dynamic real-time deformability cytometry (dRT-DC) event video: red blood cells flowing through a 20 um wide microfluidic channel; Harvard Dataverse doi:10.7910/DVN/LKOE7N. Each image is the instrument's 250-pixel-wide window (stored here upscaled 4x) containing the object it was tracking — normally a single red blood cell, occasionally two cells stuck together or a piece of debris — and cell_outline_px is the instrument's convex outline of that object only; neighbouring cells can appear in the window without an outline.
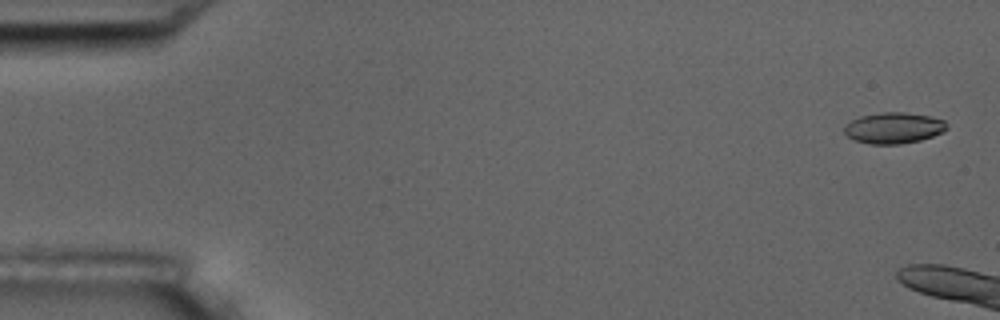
{"species": "common noctule bat (a hibernating species)", "species_latin": "Nyctalus noctula", "temperature_condition": "room temperature", "stored_images_in_passage": 6, "segment_of_instrument_passage": [2, 2], "camera_frame_rate_fps": 3000, "um_per_image_px": 0.085, "animal": {"sex": "male", "body_mass_g": 17.5, "forearm_length_mm": 52.3}, "frame": {"image": 1, "passage_image": 6, "time_ms": 5.667, "image_size_px": [1000, 320], "cell_outline_px": [[948, 128], [944, 132], [920, 140], [900, 144], [872, 144], [856, 140], [848, 136], [844, 132], [844, 124], [860, 116], [880, 112], [904, 112], [932, 116], [944, 120], [948, 124]], "centroid_in_image_um": [75.99, 10.86], "position_along_channel_um": 9.0, "area_um2": 18.67}}